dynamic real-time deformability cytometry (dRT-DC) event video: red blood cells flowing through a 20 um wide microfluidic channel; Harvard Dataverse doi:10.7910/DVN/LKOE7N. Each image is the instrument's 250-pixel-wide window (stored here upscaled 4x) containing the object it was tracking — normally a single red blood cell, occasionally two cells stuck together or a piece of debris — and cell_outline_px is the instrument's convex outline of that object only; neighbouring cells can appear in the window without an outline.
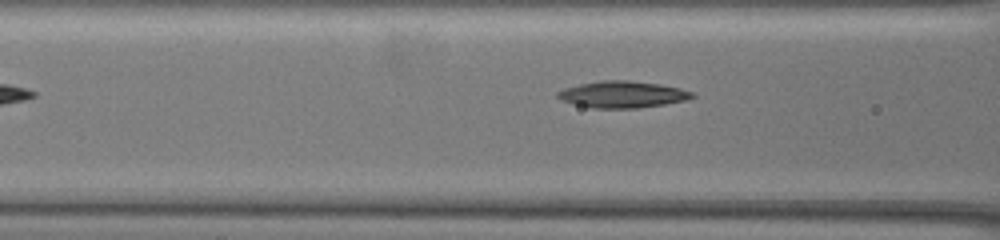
{"species": "common noctule bat (a hibernating species)", "species_latin": "Nyctalus noctula", "temperature_condition": "warm", "stored_images_in_passage": 29, "camera_frame_rate_fps": 3000, "um_per_image_px": 0.085, "animal": {"sex": "female", "body_mass_g": 19.5, "forearm_length_mm": 54.1}, "frame": {"image": 1, "passage_image": 3, "time_ms": 0.667, "image_size_px": [1000, 240], "cell_outline_px": [[696, 96], [688, 100], [664, 104], [636, 108], [592, 108], [560, 100], [556, 96], [556, 92], [564, 88], [580, 84], [600, 80], [628, 80], [660, 84], [680, 88], [692, 92]], "centroid_in_image_um": [52.91, 8.02], "position_along_channel_um": 113.7, "area_um2": 20.92}}
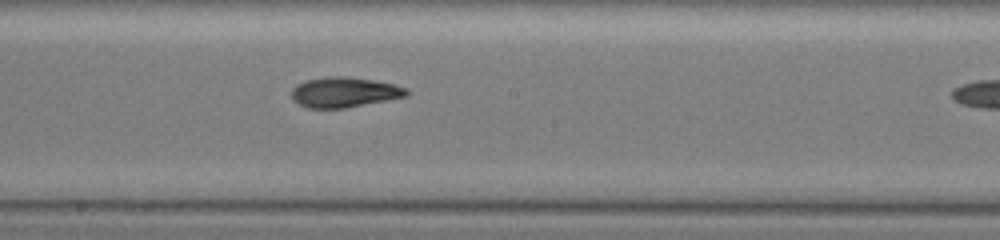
{"frame": {"image": 2, "passage_image": 12, "time_ms": 3.667, "image_size_px": [1000, 240], "cell_outline_px": [[408, 96], [344, 108], [308, 108], [292, 100], [292, 88], [296, 84], [308, 80], [328, 76], [348, 76], [372, 80], [392, 84], [408, 88]], "centroid_in_image_um": [29.25, 7.83], "position_along_channel_um": 218.9, "area_um2": 20.11}}
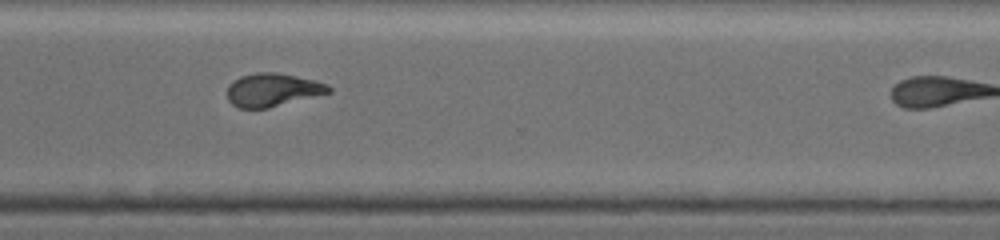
{"frame": {"image": 3, "passage_image": 23, "time_ms": 7.333, "image_size_px": [1000, 240], "cell_outline_px": [[332, 92], [268, 108], [240, 108], [232, 104], [228, 100], [228, 84], [240, 76], [256, 72], [276, 72], [316, 80], [328, 84], [332, 88]], "centroid_in_image_um": [23.19, 7.63], "position_along_channel_um": 347.4, "area_um2": 19.71}}